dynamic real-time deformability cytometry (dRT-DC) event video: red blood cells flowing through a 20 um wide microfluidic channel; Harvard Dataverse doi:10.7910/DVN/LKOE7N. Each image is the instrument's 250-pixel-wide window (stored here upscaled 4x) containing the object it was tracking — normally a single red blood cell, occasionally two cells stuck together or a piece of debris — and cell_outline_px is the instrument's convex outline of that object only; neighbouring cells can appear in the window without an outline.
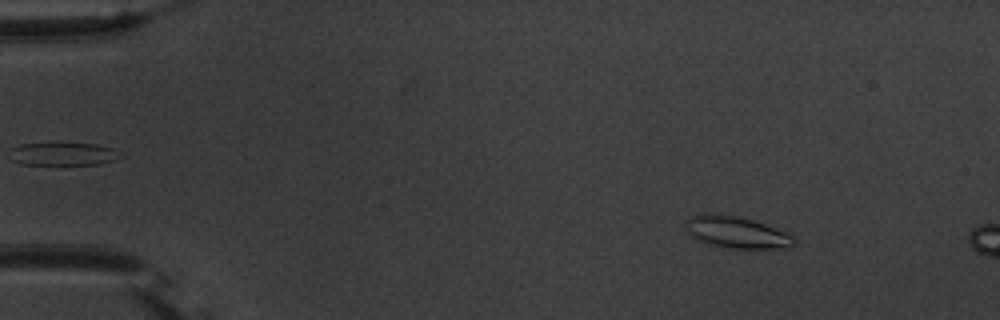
{"species": "common noctule bat (a hibernating species)", "species_latin": "Nyctalus noctula", "temperature_condition": "warm", "stored_images_in_passage": 12, "camera_frame_rate_fps": 3000, "um_per_image_px": 0.085, "animal": {"sex": "male", "body_mass_g": 20.1, "forearm_length_mm": 53.5}, "frame": {"image": 1, "passage_image": 7, "time_ms": 2.0, "image_size_px": [1000, 320], "cell_outline_px": [[796, 244], [784, 248], [720, 248], [708, 244], [692, 236], [688, 232], [688, 220], [692, 216], [736, 216], [752, 220], [764, 224], [784, 232], [792, 236], [796, 240]], "centroid_in_image_um": [62.68, 19.8], "position_along_channel_um": 22.3, "area_um2": 19.07}}